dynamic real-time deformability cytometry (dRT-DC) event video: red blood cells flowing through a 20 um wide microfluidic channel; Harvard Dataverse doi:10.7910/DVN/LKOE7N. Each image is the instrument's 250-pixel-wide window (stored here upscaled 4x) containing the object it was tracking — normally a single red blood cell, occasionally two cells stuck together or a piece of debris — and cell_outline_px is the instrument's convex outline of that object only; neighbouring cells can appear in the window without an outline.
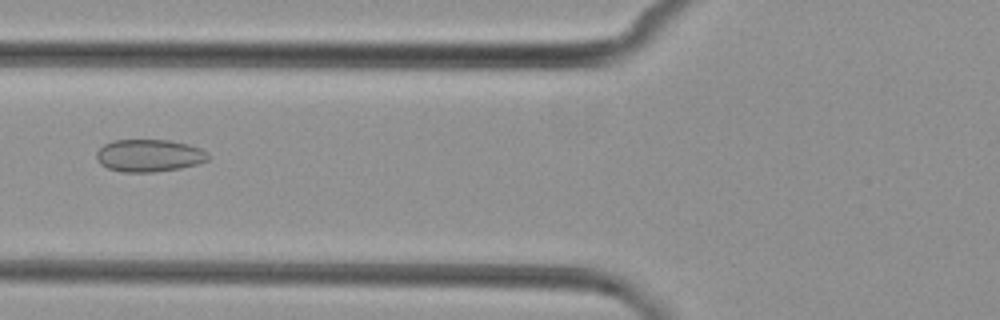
{"species": "common noctule bat (a hibernating species)", "species_latin": "Nyctalus noctula", "temperature_condition": "cold", "stored_images_in_passage": 5, "camera_frame_rate_fps": 3000, "um_per_image_px": 0.085, "animal": {"sex": "female", "body_mass_g": 29.2, "forearm_length_mm": 56.3}, "frame": {"image": 1, "passage_image": 5, "time_ms": 4.667, "image_size_px": [1000, 320], "cell_outline_px": [[208, 160], [196, 164], [180, 168], [152, 172], [120, 172], [108, 168], [100, 164], [96, 160], [96, 152], [104, 144], [112, 140], [168, 140], [188, 144], [200, 148], [208, 152]], "centroid_in_image_um": [12.64, 13.22], "position_along_channel_um": 113.2, "area_um2": 21.15}}